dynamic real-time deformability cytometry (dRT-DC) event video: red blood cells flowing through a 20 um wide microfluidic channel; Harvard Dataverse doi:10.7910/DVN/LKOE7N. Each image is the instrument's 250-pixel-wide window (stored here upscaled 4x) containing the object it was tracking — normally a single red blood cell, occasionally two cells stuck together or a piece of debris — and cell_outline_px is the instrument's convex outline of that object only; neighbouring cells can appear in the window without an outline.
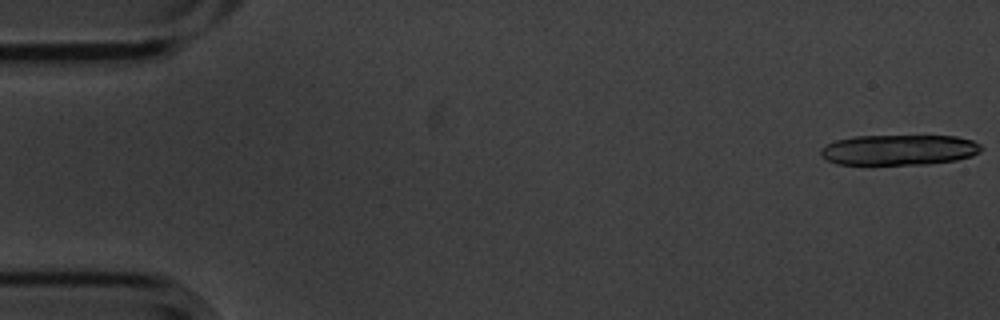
{"species": "common noctule bat (a hibernating species)", "species_latin": "Nyctalus noctula", "temperature_condition": "cold", "stored_images_in_passage": 10, "camera_frame_rate_fps": 3000, "um_per_image_px": 0.085, "animal": {"sex": "male", "body_mass_g": 20.1, "forearm_length_mm": 53.5}, "frame": {"image": 1, "passage_image": 1, "time_ms": 0.0, "image_size_px": [1000, 320], "cell_outline_px": [[984, 148], [980, 152], [972, 156], [956, 160], [928, 164], [836, 164], [820, 156], [820, 148], [836, 140], [856, 136], [956, 136], [972, 140], [980, 144]], "centroid_in_image_um": [76.44, 12.74], "position_along_channel_um": 8.6, "area_um2": 28.55}}
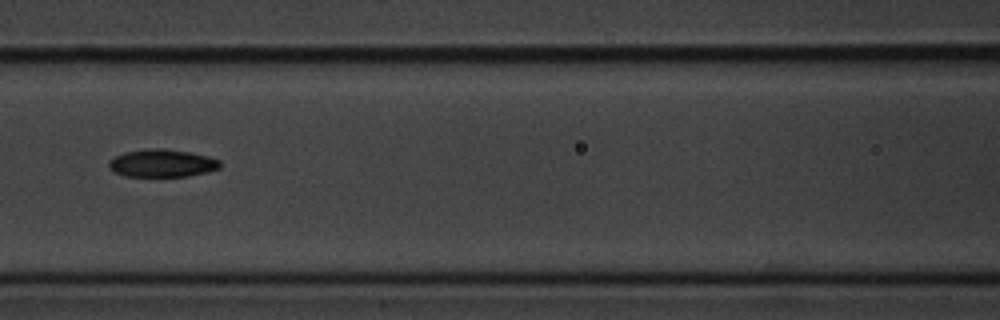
{"frame": {"image": 2, "passage_image": 8, "time_ms": 2.333, "image_size_px": [1000, 320], "cell_outline_px": [[220, 168], [208, 172], [188, 176], [124, 176], [108, 168], [108, 164], [116, 156], [124, 152], [156, 148], [160, 148], [192, 152], [208, 156], [220, 160]], "centroid_in_image_um": [13.82, 13.87], "position_along_channel_um": 152.8, "area_um2": 17.86}}
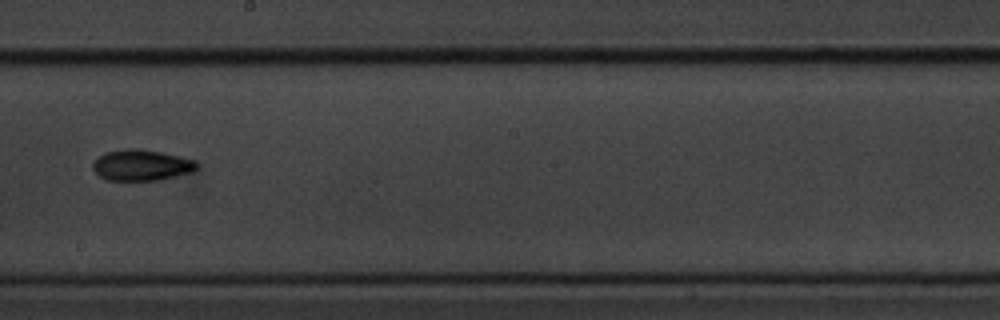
{"frame": {"image": 3, "passage_image": 10, "time_ms": 3.0, "image_size_px": [1000, 320], "cell_outline_px": [[196, 168], [192, 172], [160, 180], [108, 180], [100, 176], [92, 168], [92, 164], [104, 152], [128, 148], [136, 148], [160, 152], [180, 156], [196, 160]], "centroid_in_image_um": [12.02, 14.03], "position_along_channel_um": 236.2, "area_um2": 18.67}}